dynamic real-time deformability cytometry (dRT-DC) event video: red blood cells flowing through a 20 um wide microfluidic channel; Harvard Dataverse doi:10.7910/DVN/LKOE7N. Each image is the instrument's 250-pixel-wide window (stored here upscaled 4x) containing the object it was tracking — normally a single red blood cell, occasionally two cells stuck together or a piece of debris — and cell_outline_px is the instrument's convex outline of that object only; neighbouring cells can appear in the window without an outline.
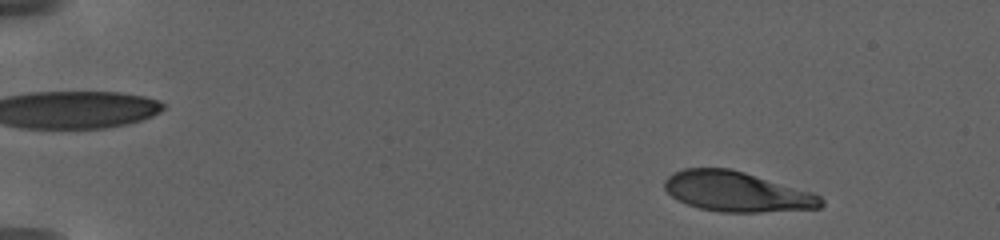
{"species": "human", "species_latin": "Homo sapiens", "temperature_condition": "warm", "stored_images_in_passage": 34, "camera_frame_rate_fps": 3000, "um_per_image_px": 0.085, "donor": {"sex": "female"}, "frame": {"image": 1, "passage_image": 9, "time_ms": 2.0, "image_size_px": [1000, 240], "cell_outline_px": [[824, 204], [820, 208], [760, 212], [720, 212], [700, 208], [676, 200], [664, 188], [664, 180], [672, 172], [684, 168], [728, 168], [744, 172], [808, 192], [820, 196], [824, 200]], "centroid_in_image_um": [62.56, 16.29], "position_along_channel_um": 22.4, "area_um2": 36.13}}
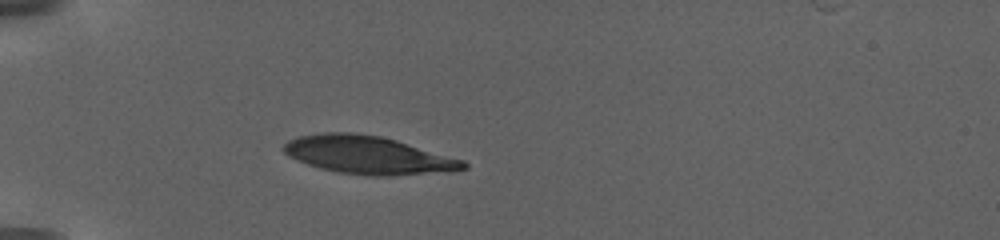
{"frame": {"image": 2, "passage_image": 28, "time_ms": 6.667, "image_size_px": [1000, 240], "cell_outline_px": [[468, 168], [452, 172], [392, 176], [368, 176], [340, 172], [320, 168], [308, 164], [288, 156], [284, 152], [284, 144], [288, 140], [300, 136], [324, 132], [352, 132], [380, 136], [396, 140], [464, 160], [468, 164]], "centroid_in_image_um": [31.35, 13.19], "position_along_channel_um": 53.7, "area_um2": 39.88}}